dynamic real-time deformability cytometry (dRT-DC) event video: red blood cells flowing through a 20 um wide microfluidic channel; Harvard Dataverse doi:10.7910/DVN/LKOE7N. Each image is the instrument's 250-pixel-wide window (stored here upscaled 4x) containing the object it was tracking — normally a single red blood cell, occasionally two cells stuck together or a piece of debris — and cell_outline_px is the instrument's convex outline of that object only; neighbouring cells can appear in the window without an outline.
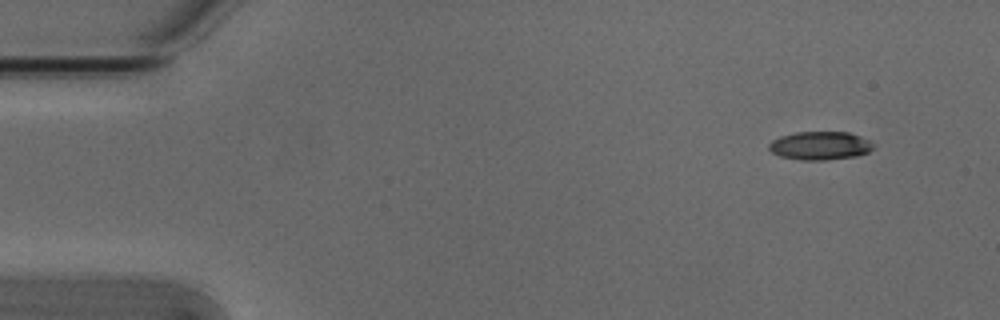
{"species": "Egyptian fruit bat (a non-hibernating species)", "species_latin": "Rousettus aegyptiacus", "temperature_condition": "cold", "stored_images_in_passage": 4, "camera_frame_rate_fps": 3000, "um_per_image_px": 0.085, "animal": {"sex": "male"}, "frame": {"image": 1, "passage_image": 1, "time_ms": 0.0, "image_size_px": [1000, 320], "cell_outline_px": [[872, 148], [868, 152], [856, 156], [824, 160], [800, 160], [780, 156], [772, 152], [768, 148], [768, 144], [772, 140], [780, 136], [796, 132], [848, 132], [860, 136], [868, 140], [872, 144]], "centroid_in_image_um": [69.66, 12.38], "position_along_channel_um": 15.3, "area_um2": 17.17}}
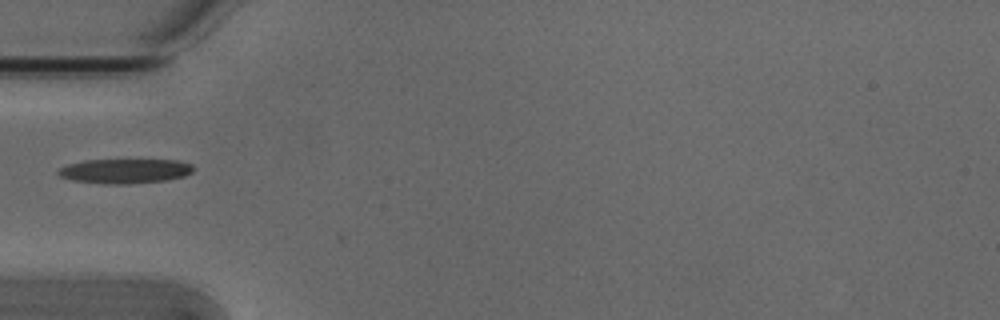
{"frame": {"image": 2, "passage_image": 4, "time_ms": 1.0, "image_size_px": [1000, 320], "cell_outline_px": [[196, 168], [192, 172], [184, 176], [168, 180], [128, 184], [104, 184], [72, 180], [60, 176], [56, 172], [60, 168], [68, 164], [84, 160], [180, 160], [192, 164]], "centroid_in_image_um": [10.65, 14.54], "position_along_channel_um": 74.3, "area_um2": 19.54}}